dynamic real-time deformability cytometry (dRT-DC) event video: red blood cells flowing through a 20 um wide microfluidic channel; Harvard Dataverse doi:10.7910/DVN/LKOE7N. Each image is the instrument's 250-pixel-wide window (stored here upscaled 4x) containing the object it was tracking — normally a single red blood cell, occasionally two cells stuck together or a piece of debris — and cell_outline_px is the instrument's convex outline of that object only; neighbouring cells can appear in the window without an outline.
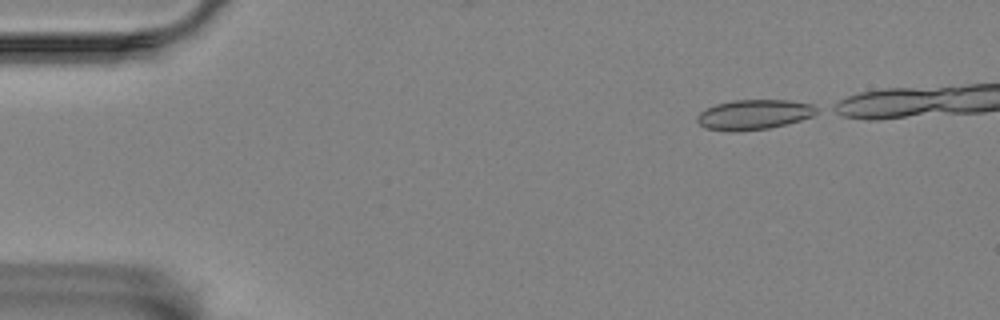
{"species": "Egyptian fruit bat (a non-hibernating species)", "species_latin": "Rousettus aegyptiacus", "temperature_condition": "room temperature", "stored_images_in_passage": 40, "camera_frame_rate_fps": 3000, "um_per_image_px": 0.085, "animal": {"sex": "female"}, "frame": {"image": 1, "passage_image": 1, "time_ms": 0.0, "image_size_px": [1000, 320], "cell_outline_px": [[820, 112], [812, 116], [800, 120], [768, 128], [736, 132], [732, 132], [704, 128], [696, 120], [696, 116], [700, 112], [716, 104], [732, 100], [788, 100], [812, 104], [820, 108]], "centroid_in_image_um": [64.1, 9.74], "position_along_channel_um": 20.9, "area_um2": 20.98}}
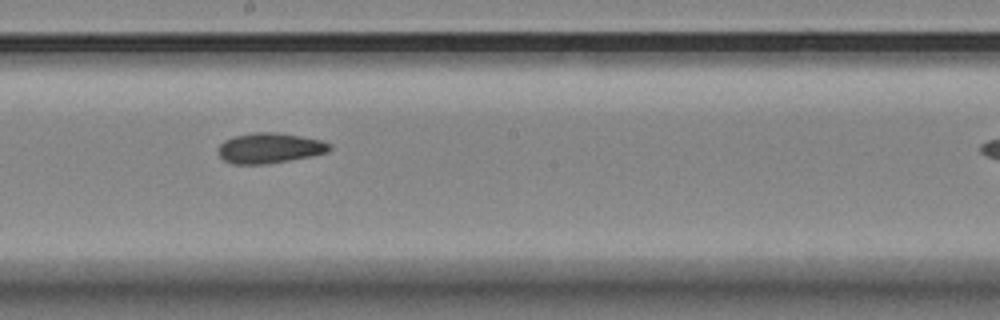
{"frame": {"image": 2, "passage_image": 25, "time_ms": 8.0, "image_size_px": [1000, 320], "cell_outline_px": [[332, 148], [328, 152], [312, 156], [268, 164], [232, 164], [224, 160], [216, 152], [220, 144], [224, 140], [232, 136], [252, 132], [276, 132], [300, 136], [320, 140], [332, 144]], "centroid_in_image_um": [22.9, 12.58], "position_along_channel_um": 225.3, "area_um2": 19.94}}
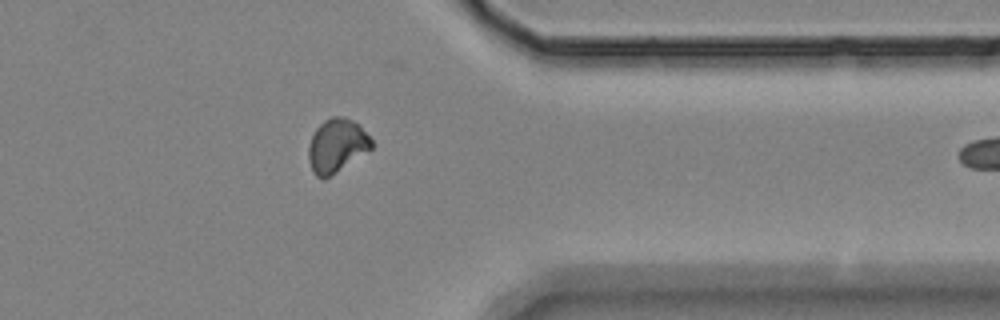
{"frame": {"image": 3, "passage_image": 39, "time_ms": 12.667, "image_size_px": [1000, 320], "cell_outline_px": [[372, 148], [324, 180], [316, 176], [312, 172], [308, 160], [308, 148], [312, 136], [316, 128], [324, 120], [332, 116], [344, 116], [352, 120], [372, 140]], "centroid_in_image_um": [28.58, 12.39], "position_along_channel_um": 382.8, "area_um2": 19.42}}